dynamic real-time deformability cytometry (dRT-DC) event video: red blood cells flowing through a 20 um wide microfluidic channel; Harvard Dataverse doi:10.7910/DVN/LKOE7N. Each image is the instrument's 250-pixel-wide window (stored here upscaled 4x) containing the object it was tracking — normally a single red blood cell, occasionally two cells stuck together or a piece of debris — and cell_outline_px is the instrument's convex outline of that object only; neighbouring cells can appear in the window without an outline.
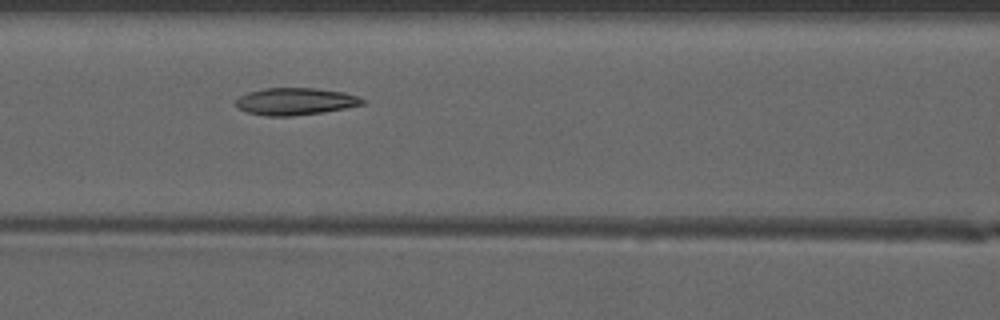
{"species": "common noctule bat (a hibernating species)", "species_latin": "Nyctalus noctula", "temperature_condition": "warm", "stored_images_in_passage": 23, "camera_frame_rate_fps": 3000, "um_per_image_px": 0.085, "animal": {"sex": "male", "forearm_length_mm": 52.5}, "frame": {"image": 1, "passage_image": 19, "time_ms": 6.0, "image_size_px": [1000, 320], "cell_outline_px": [[368, 100], [364, 104], [344, 108], [320, 112], [292, 116], [268, 116], [248, 112], [240, 108], [236, 104], [236, 100], [240, 96], [248, 92], [264, 88], [312, 88], [344, 92], [360, 96]], "centroid_in_image_um": [25.15, 8.61], "position_along_channel_um": 141.4, "area_um2": 19.88}}
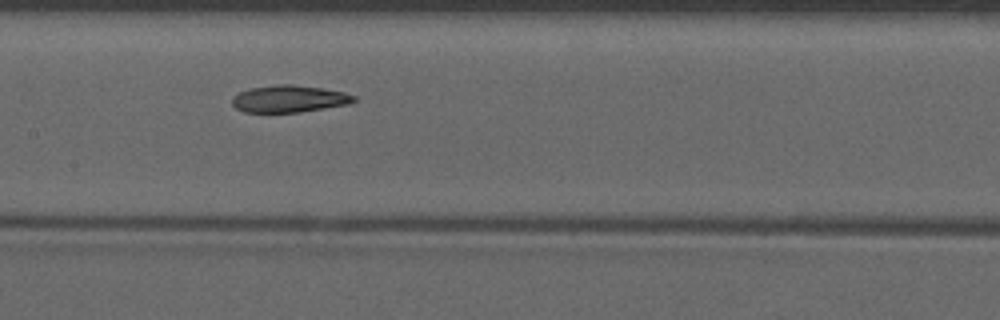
{"frame": {"image": 2, "passage_image": 22, "time_ms": 7.0, "image_size_px": [1000, 320], "cell_outline_px": [[356, 100], [348, 104], [300, 112], [244, 112], [236, 108], [232, 104], [232, 96], [240, 92], [252, 88], [276, 84], [292, 84], [320, 88], [344, 92], [356, 96]], "centroid_in_image_um": [24.57, 8.4], "position_along_channel_um": 182.8, "area_um2": 19.07}}